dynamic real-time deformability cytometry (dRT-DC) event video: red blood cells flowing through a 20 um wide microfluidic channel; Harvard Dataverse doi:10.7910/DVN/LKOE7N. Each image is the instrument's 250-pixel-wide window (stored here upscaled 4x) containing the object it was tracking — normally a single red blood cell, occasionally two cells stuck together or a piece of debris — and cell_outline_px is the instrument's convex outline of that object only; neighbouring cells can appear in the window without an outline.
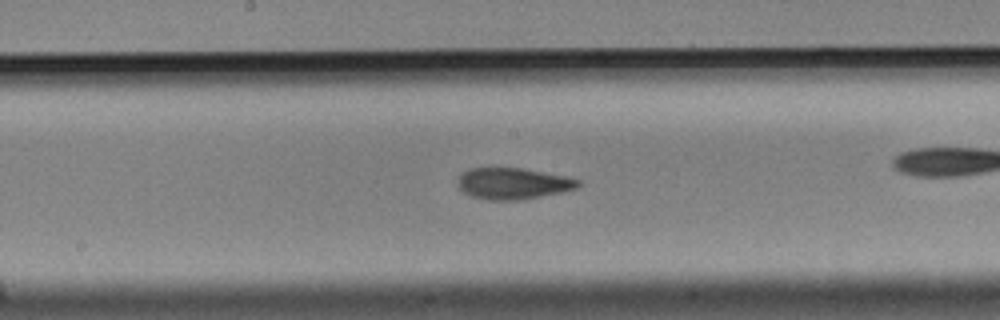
{"species": "Egyptian fruit bat (a non-hibernating species)", "species_latin": "Rousettus aegyptiacus", "temperature_condition": "cold", "stored_images_in_passage": 49, "camera_frame_rate_fps": 3000, "um_per_image_px": 0.085, "animal": {"sex": "male"}, "frame": {"image": 1, "passage_image": 28, "time_ms": 9.0, "image_size_px": [1000, 320], "cell_outline_px": [[580, 184], [576, 188], [564, 192], [520, 200], [488, 200], [468, 196], [456, 184], [460, 176], [468, 168], [520, 168], [564, 176], [580, 180]], "centroid_in_image_um": [43.58, 15.61], "position_along_channel_um": 204.6, "area_um2": 21.96}}
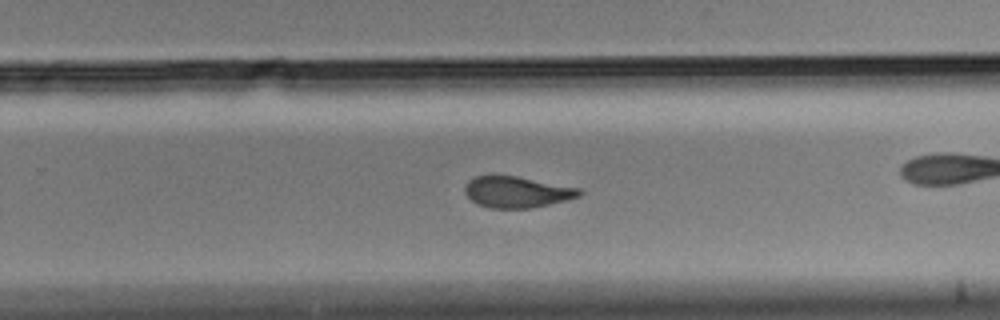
{"frame": {"image": 2, "passage_image": 35, "time_ms": 11.333, "image_size_px": [1000, 320], "cell_outline_px": [[584, 192], [580, 196], [568, 200], [532, 208], [488, 208], [476, 204], [464, 192], [464, 188], [468, 180], [476, 176], [516, 176], [580, 188]], "centroid_in_image_um": [43.95, 16.33], "position_along_channel_um": 285.9, "area_um2": 20.87}, "authors_computed_cell_mechanics": {"area_um2": 22.1952, "velocity_mm_per_s": 3.503, "shape_relaxation_time_tau1_ms": 5.6433, "shape_relaxation_time_tau2_ms": 1.8214, "deformation_change_tau1": 0.151, "deformation_change_tau2": 0.0808}}